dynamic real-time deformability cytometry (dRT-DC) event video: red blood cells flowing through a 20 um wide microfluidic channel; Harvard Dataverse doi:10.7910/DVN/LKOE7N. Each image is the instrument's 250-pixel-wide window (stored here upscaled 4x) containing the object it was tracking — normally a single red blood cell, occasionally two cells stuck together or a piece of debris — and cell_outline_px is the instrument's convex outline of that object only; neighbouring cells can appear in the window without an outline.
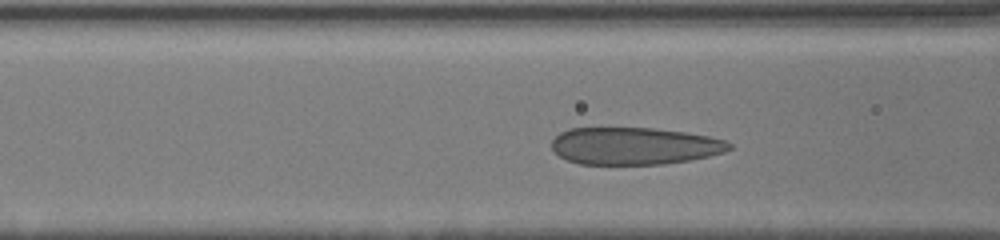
{"species": "human", "species_latin": "Homo sapiens", "temperature_condition": "cold", "stored_images_in_passage": 24, "camera_frame_rate_fps": 3000, "um_per_image_px": 0.085, "donor": {"sex": "male"}, "frame": {"image": 1, "passage_image": 7, "time_ms": 3.0, "image_size_px": [1000, 240], "cell_outline_px": [[732, 148], [724, 152], [708, 156], [688, 160], [664, 164], [580, 164], [568, 160], [560, 156], [552, 148], [552, 140], [560, 132], [568, 128], [656, 128], [684, 132], [708, 136], [728, 140], [732, 144]], "centroid_in_image_um": [53.94, 12.4], "position_along_channel_um": 112.7, "area_um2": 38.55}}
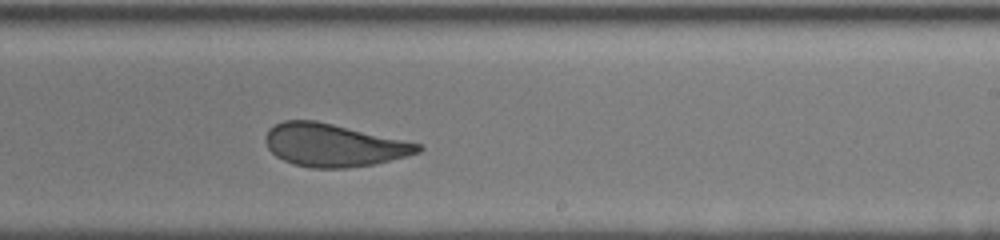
{"frame": {"image": 2, "passage_image": 16, "time_ms": 6.667, "image_size_px": [1000, 240], "cell_outline_px": [[424, 148], [420, 152], [376, 164], [348, 168], [312, 168], [292, 164], [276, 156], [268, 148], [264, 140], [264, 136], [268, 128], [284, 120], [316, 120], [420, 144]], "centroid_in_image_um": [28.31, 12.34], "position_along_channel_um": 260.7, "area_um2": 37.97}}
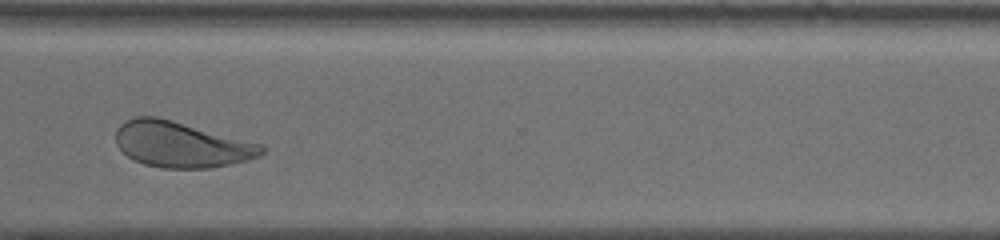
{"frame": {"image": 3, "passage_image": 22, "time_ms": 9.0, "image_size_px": [1000, 240], "cell_outline_px": [[268, 148], [264, 152], [248, 160], [208, 168], [160, 168], [144, 164], [132, 160], [116, 144], [116, 128], [124, 120], [136, 116], [156, 116], [172, 120], [264, 144]], "centroid_in_image_um": [15.4, 12.27], "position_along_channel_um": 355.2, "area_um2": 39.07}, "authors_computed_cell_mechanics": {"area_um2": 38.6682, "velocity_mm_per_s": 4.0424, "shape_relaxation_time_tau1_ms": 3.4224, "shape_relaxation_time_tau2_ms": 0.6755, "deformation_change_tau1": 0.1308, "deformation_change_tau2": 0.0576}}